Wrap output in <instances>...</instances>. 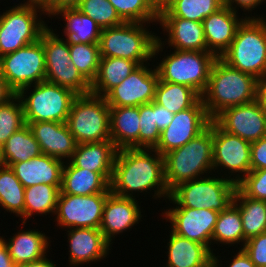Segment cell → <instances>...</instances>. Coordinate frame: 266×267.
<instances>
[{
	"mask_svg": "<svg viewBox=\"0 0 266 267\" xmlns=\"http://www.w3.org/2000/svg\"><path fill=\"white\" fill-rule=\"evenodd\" d=\"M26 124L30 127L43 154L60 160L71 159L77 143L66 123L48 121Z\"/></svg>",
	"mask_w": 266,
	"mask_h": 267,
	"instance_id": "obj_21",
	"label": "cell"
},
{
	"mask_svg": "<svg viewBox=\"0 0 266 267\" xmlns=\"http://www.w3.org/2000/svg\"><path fill=\"white\" fill-rule=\"evenodd\" d=\"M213 241L225 245L233 244V246L235 243L243 242L241 246L244 247L247 240L244 238L239 208L234 203H231L224 211L219 212L212 235Z\"/></svg>",
	"mask_w": 266,
	"mask_h": 267,
	"instance_id": "obj_38",
	"label": "cell"
},
{
	"mask_svg": "<svg viewBox=\"0 0 266 267\" xmlns=\"http://www.w3.org/2000/svg\"><path fill=\"white\" fill-rule=\"evenodd\" d=\"M140 132L139 148L154 149L160 140V130L156 125L154 101L139 106Z\"/></svg>",
	"mask_w": 266,
	"mask_h": 267,
	"instance_id": "obj_43",
	"label": "cell"
},
{
	"mask_svg": "<svg viewBox=\"0 0 266 267\" xmlns=\"http://www.w3.org/2000/svg\"><path fill=\"white\" fill-rule=\"evenodd\" d=\"M40 154L42 152L39 143L26 124L13 133L1 147L0 161L2 165L10 167L13 163L29 161Z\"/></svg>",
	"mask_w": 266,
	"mask_h": 267,
	"instance_id": "obj_32",
	"label": "cell"
},
{
	"mask_svg": "<svg viewBox=\"0 0 266 267\" xmlns=\"http://www.w3.org/2000/svg\"><path fill=\"white\" fill-rule=\"evenodd\" d=\"M25 187L15 176L14 171L5 165H0V206L6 211L23 218L24 223Z\"/></svg>",
	"mask_w": 266,
	"mask_h": 267,
	"instance_id": "obj_37",
	"label": "cell"
},
{
	"mask_svg": "<svg viewBox=\"0 0 266 267\" xmlns=\"http://www.w3.org/2000/svg\"><path fill=\"white\" fill-rule=\"evenodd\" d=\"M117 151L111 140L77 144L70 162L75 167L98 172L110 184Z\"/></svg>",
	"mask_w": 266,
	"mask_h": 267,
	"instance_id": "obj_24",
	"label": "cell"
},
{
	"mask_svg": "<svg viewBox=\"0 0 266 267\" xmlns=\"http://www.w3.org/2000/svg\"><path fill=\"white\" fill-rule=\"evenodd\" d=\"M213 121L225 132L250 143L266 136V113L256 100L227 108Z\"/></svg>",
	"mask_w": 266,
	"mask_h": 267,
	"instance_id": "obj_17",
	"label": "cell"
},
{
	"mask_svg": "<svg viewBox=\"0 0 266 267\" xmlns=\"http://www.w3.org/2000/svg\"><path fill=\"white\" fill-rule=\"evenodd\" d=\"M223 0H167L158 17H180L203 22L210 14L223 6Z\"/></svg>",
	"mask_w": 266,
	"mask_h": 267,
	"instance_id": "obj_36",
	"label": "cell"
},
{
	"mask_svg": "<svg viewBox=\"0 0 266 267\" xmlns=\"http://www.w3.org/2000/svg\"><path fill=\"white\" fill-rule=\"evenodd\" d=\"M69 50L71 62L91 84L97 75L101 59L99 43L69 45Z\"/></svg>",
	"mask_w": 266,
	"mask_h": 267,
	"instance_id": "obj_39",
	"label": "cell"
},
{
	"mask_svg": "<svg viewBox=\"0 0 266 267\" xmlns=\"http://www.w3.org/2000/svg\"><path fill=\"white\" fill-rule=\"evenodd\" d=\"M210 121L200 98L191 108L174 114L171 123L160 132L159 143L154 149L164 156L197 137L209 126Z\"/></svg>",
	"mask_w": 266,
	"mask_h": 267,
	"instance_id": "obj_14",
	"label": "cell"
},
{
	"mask_svg": "<svg viewBox=\"0 0 266 267\" xmlns=\"http://www.w3.org/2000/svg\"><path fill=\"white\" fill-rule=\"evenodd\" d=\"M171 223V230L189 240L206 245L211 250L212 235L219 212L210 209L173 207L163 213Z\"/></svg>",
	"mask_w": 266,
	"mask_h": 267,
	"instance_id": "obj_18",
	"label": "cell"
},
{
	"mask_svg": "<svg viewBox=\"0 0 266 267\" xmlns=\"http://www.w3.org/2000/svg\"><path fill=\"white\" fill-rule=\"evenodd\" d=\"M62 171L60 194L91 195L111 193L110 184L98 173L75 167L69 160Z\"/></svg>",
	"mask_w": 266,
	"mask_h": 267,
	"instance_id": "obj_29",
	"label": "cell"
},
{
	"mask_svg": "<svg viewBox=\"0 0 266 267\" xmlns=\"http://www.w3.org/2000/svg\"><path fill=\"white\" fill-rule=\"evenodd\" d=\"M64 161L40 154L29 161L13 163L10 168L25 188L38 185H62Z\"/></svg>",
	"mask_w": 266,
	"mask_h": 267,
	"instance_id": "obj_23",
	"label": "cell"
},
{
	"mask_svg": "<svg viewBox=\"0 0 266 267\" xmlns=\"http://www.w3.org/2000/svg\"><path fill=\"white\" fill-rule=\"evenodd\" d=\"M231 260L232 262L228 267H256L242 248L234 256V259Z\"/></svg>",
	"mask_w": 266,
	"mask_h": 267,
	"instance_id": "obj_50",
	"label": "cell"
},
{
	"mask_svg": "<svg viewBox=\"0 0 266 267\" xmlns=\"http://www.w3.org/2000/svg\"><path fill=\"white\" fill-rule=\"evenodd\" d=\"M39 10L45 14L40 5L20 3L0 14V57L40 39L48 26Z\"/></svg>",
	"mask_w": 266,
	"mask_h": 267,
	"instance_id": "obj_10",
	"label": "cell"
},
{
	"mask_svg": "<svg viewBox=\"0 0 266 267\" xmlns=\"http://www.w3.org/2000/svg\"><path fill=\"white\" fill-rule=\"evenodd\" d=\"M138 66L135 61L125 58L101 57L97 75L91 83L90 93L104 97Z\"/></svg>",
	"mask_w": 266,
	"mask_h": 267,
	"instance_id": "obj_30",
	"label": "cell"
},
{
	"mask_svg": "<svg viewBox=\"0 0 266 267\" xmlns=\"http://www.w3.org/2000/svg\"><path fill=\"white\" fill-rule=\"evenodd\" d=\"M216 59L209 51L174 50L162 59L156 70L161 81L185 85L202 96Z\"/></svg>",
	"mask_w": 266,
	"mask_h": 267,
	"instance_id": "obj_8",
	"label": "cell"
},
{
	"mask_svg": "<svg viewBox=\"0 0 266 267\" xmlns=\"http://www.w3.org/2000/svg\"><path fill=\"white\" fill-rule=\"evenodd\" d=\"M264 1L265 0H223V4L230 7L234 12H237L236 6L240 7L244 11H252V9L254 10V8ZM234 3H236V5Z\"/></svg>",
	"mask_w": 266,
	"mask_h": 267,
	"instance_id": "obj_49",
	"label": "cell"
},
{
	"mask_svg": "<svg viewBox=\"0 0 266 267\" xmlns=\"http://www.w3.org/2000/svg\"><path fill=\"white\" fill-rule=\"evenodd\" d=\"M109 194H59L55 211L57 225L67 229L100 228L104 205Z\"/></svg>",
	"mask_w": 266,
	"mask_h": 267,
	"instance_id": "obj_13",
	"label": "cell"
},
{
	"mask_svg": "<svg viewBox=\"0 0 266 267\" xmlns=\"http://www.w3.org/2000/svg\"><path fill=\"white\" fill-rule=\"evenodd\" d=\"M251 143L222 130L213 121V170L225 168L237 177L230 178L238 184L251 171ZM241 176V177H240Z\"/></svg>",
	"mask_w": 266,
	"mask_h": 267,
	"instance_id": "obj_15",
	"label": "cell"
},
{
	"mask_svg": "<svg viewBox=\"0 0 266 267\" xmlns=\"http://www.w3.org/2000/svg\"><path fill=\"white\" fill-rule=\"evenodd\" d=\"M251 170L266 169V136L251 143Z\"/></svg>",
	"mask_w": 266,
	"mask_h": 267,
	"instance_id": "obj_46",
	"label": "cell"
},
{
	"mask_svg": "<svg viewBox=\"0 0 266 267\" xmlns=\"http://www.w3.org/2000/svg\"><path fill=\"white\" fill-rule=\"evenodd\" d=\"M167 33L168 44L175 50L208 51L202 22L180 17H158Z\"/></svg>",
	"mask_w": 266,
	"mask_h": 267,
	"instance_id": "obj_25",
	"label": "cell"
},
{
	"mask_svg": "<svg viewBox=\"0 0 266 267\" xmlns=\"http://www.w3.org/2000/svg\"><path fill=\"white\" fill-rule=\"evenodd\" d=\"M19 267H56V265L45 256L44 258L38 261L23 264L20 265Z\"/></svg>",
	"mask_w": 266,
	"mask_h": 267,
	"instance_id": "obj_54",
	"label": "cell"
},
{
	"mask_svg": "<svg viewBox=\"0 0 266 267\" xmlns=\"http://www.w3.org/2000/svg\"><path fill=\"white\" fill-rule=\"evenodd\" d=\"M141 217L136 198L120 197L110 193L104 205L99 229L104 238L112 244V238L138 224Z\"/></svg>",
	"mask_w": 266,
	"mask_h": 267,
	"instance_id": "obj_19",
	"label": "cell"
},
{
	"mask_svg": "<svg viewBox=\"0 0 266 267\" xmlns=\"http://www.w3.org/2000/svg\"><path fill=\"white\" fill-rule=\"evenodd\" d=\"M69 262L74 266L82 263L95 262L107 257L111 244L104 238L99 228H70Z\"/></svg>",
	"mask_w": 266,
	"mask_h": 267,
	"instance_id": "obj_22",
	"label": "cell"
},
{
	"mask_svg": "<svg viewBox=\"0 0 266 267\" xmlns=\"http://www.w3.org/2000/svg\"><path fill=\"white\" fill-rule=\"evenodd\" d=\"M0 267H18L9 255L7 246L1 240L0 236Z\"/></svg>",
	"mask_w": 266,
	"mask_h": 267,
	"instance_id": "obj_52",
	"label": "cell"
},
{
	"mask_svg": "<svg viewBox=\"0 0 266 267\" xmlns=\"http://www.w3.org/2000/svg\"><path fill=\"white\" fill-rule=\"evenodd\" d=\"M245 18L238 26L229 48L220 56L228 66L251 74L266 75V19Z\"/></svg>",
	"mask_w": 266,
	"mask_h": 267,
	"instance_id": "obj_5",
	"label": "cell"
},
{
	"mask_svg": "<svg viewBox=\"0 0 266 267\" xmlns=\"http://www.w3.org/2000/svg\"><path fill=\"white\" fill-rule=\"evenodd\" d=\"M77 8L92 18L102 29L125 23L108 0H81Z\"/></svg>",
	"mask_w": 266,
	"mask_h": 267,
	"instance_id": "obj_42",
	"label": "cell"
},
{
	"mask_svg": "<svg viewBox=\"0 0 266 267\" xmlns=\"http://www.w3.org/2000/svg\"><path fill=\"white\" fill-rule=\"evenodd\" d=\"M45 73V51L40 39L0 57V74L15 93L45 81Z\"/></svg>",
	"mask_w": 266,
	"mask_h": 267,
	"instance_id": "obj_12",
	"label": "cell"
},
{
	"mask_svg": "<svg viewBox=\"0 0 266 267\" xmlns=\"http://www.w3.org/2000/svg\"><path fill=\"white\" fill-rule=\"evenodd\" d=\"M125 23L158 22L159 13L147 0H108Z\"/></svg>",
	"mask_w": 266,
	"mask_h": 267,
	"instance_id": "obj_40",
	"label": "cell"
},
{
	"mask_svg": "<svg viewBox=\"0 0 266 267\" xmlns=\"http://www.w3.org/2000/svg\"><path fill=\"white\" fill-rule=\"evenodd\" d=\"M218 256H215V254L213 253V257H212V262H211V267H219L221 266L219 264V259L217 258Z\"/></svg>",
	"mask_w": 266,
	"mask_h": 267,
	"instance_id": "obj_56",
	"label": "cell"
},
{
	"mask_svg": "<svg viewBox=\"0 0 266 267\" xmlns=\"http://www.w3.org/2000/svg\"><path fill=\"white\" fill-rule=\"evenodd\" d=\"M46 0H28L27 2L25 3H28V4H37V5H42Z\"/></svg>",
	"mask_w": 266,
	"mask_h": 267,
	"instance_id": "obj_57",
	"label": "cell"
},
{
	"mask_svg": "<svg viewBox=\"0 0 266 267\" xmlns=\"http://www.w3.org/2000/svg\"><path fill=\"white\" fill-rule=\"evenodd\" d=\"M159 75L154 68L139 65L119 85L112 88L104 98L110 107H135L149 104L155 99Z\"/></svg>",
	"mask_w": 266,
	"mask_h": 267,
	"instance_id": "obj_16",
	"label": "cell"
},
{
	"mask_svg": "<svg viewBox=\"0 0 266 267\" xmlns=\"http://www.w3.org/2000/svg\"><path fill=\"white\" fill-rule=\"evenodd\" d=\"M77 144L111 140L110 106L102 96L78 95L66 120Z\"/></svg>",
	"mask_w": 266,
	"mask_h": 267,
	"instance_id": "obj_7",
	"label": "cell"
},
{
	"mask_svg": "<svg viewBox=\"0 0 266 267\" xmlns=\"http://www.w3.org/2000/svg\"><path fill=\"white\" fill-rule=\"evenodd\" d=\"M222 177L204 176L180 183L170 191L168 199L176 207L224 211L233 203L237 184Z\"/></svg>",
	"mask_w": 266,
	"mask_h": 267,
	"instance_id": "obj_9",
	"label": "cell"
},
{
	"mask_svg": "<svg viewBox=\"0 0 266 267\" xmlns=\"http://www.w3.org/2000/svg\"><path fill=\"white\" fill-rule=\"evenodd\" d=\"M25 125L23 106L19 97L15 94L7 102L0 105V147L13 133Z\"/></svg>",
	"mask_w": 266,
	"mask_h": 267,
	"instance_id": "obj_41",
	"label": "cell"
},
{
	"mask_svg": "<svg viewBox=\"0 0 266 267\" xmlns=\"http://www.w3.org/2000/svg\"><path fill=\"white\" fill-rule=\"evenodd\" d=\"M242 249L256 267L266 266V231L248 239Z\"/></svg>",
	"mask_w": 266,
	"mask_h": 267,
	"instance_id": "obj_45",
	"label": "cell"
},
{
	"mask_svg": "<svg viewBox=\"0 0 266 267\" xmlns=\"http://www.w3.org/2000/svg\"><path fill=\"white\" fill-rule=\"evenodd\" d=\"M62 15L66 22L64 39L69 45L79 43H99L102 28L90 17L83 14L78 8L62 9L55 13Z\"/></svg>",
	"mask_w": 266,
	"mask_h": 267,
	"instance_id": "obj_31",
	"label": "cell"
},
{
	"mask_svg": "<svg viewBox=\"0 0 266 267\" xmlns=\"http://www.w3.org/2000/svg\"><path fill=\"white\" fill-rule=\"evenodd\" d=\"M48 239L45 233L33 231V229L22 230V232L19 230L9 241L1 237L8 248L9 255L18 267L44 258L49 246Z\"/></svg>",
	"mask_w": 266,
	"mask_h": 267,
	"instance_id": "obj_28",
	"label": "cell"
},
{
	"mask_svg": "<svg viewBox=\"0 0 266 267\" xmlns=\"http://www.w3.org/2000/svg\"><path fill=\"white\" fill-rule=\"evenodd\" d=\"M201 96L192 88L177 83L157 82L154 102L172 114L191 108Z\"/></svg>",
	"mask_w": 266,
	"mask_h": 267,
	"instance_id": "obj_34",
	"label": "cell"
},
{
	"mask_svg": "<svg viewBox=\"0 0 266 267\" xmlns=\"http://www.w3.org/2000/svg\"><path fill=\"white\" fill-rule=\"evenodd\" d=\"M80 2L81 0H46L41 7L49 17L62 9L77 8Z\"/></svg>",
	"mask_w": 266,
	"mask_h": 267,
	"instance_id": "obj_47",
	"label": "cell"
},
{
	"mask_svg": "<svg viewBox=\"0 0 266 267\" xmlns=\"http://www.w3.org/2000/svg\"><path fill=\"white\" fill-rule=\"evenodd\" d=\"M237 188L247 197L266 201V169L251 170Z\"/></svg>",
	"mask_w": 266,
	"mask_h": 267,
	"instance_id": "obj_44",
	"label": "cell"
},
{
	"mask_svg": "<svg viewBox=\"0 0 266 267\" xmlns=\"http://www.w3.org/2000/svg\"><path fill=\"white\" fill-rule=\"evenodd\" d=\"M150 189H156L153 195L156 199L163 196L168 199L170 196L165 183L164 156L155 149L118 150L110 181L111 193L120 197L135 198L134 191L142 193Z\"/></svg>",
	"mask_w": 266,
	"mask_h": 267,
	"instance_id": "obj_1",
	"label": "cell"
},
{
	"mask_svg": "<svg viewBox=\"0 0 266 267\" xmlns=\"http://www.w3.org/2000/svg\"><path fill=\"white\" fill-rule=\"evenodd\" d=\"M256 101L266 113V75L263 78L257 79Z\"/></svg>",
	"mask_w": 266,
	"mask_h": 267,
	"instance_id": "obj_51",
	"label": "cell"
},
{
	"mask_svg": "<svg viewBox=\"0 0 266 267\" xmlns=\"http://www.w3.org/2000/svg\"><path fill=\"white\" fill-rule=\"evenodd\" d=\"M16 93L8 86L6 80L0 74V105L7 102Z\"/></svg>",
	"mask_w": 266,
	"mask_h": 267,
	"instance_id": "obj_53",
	"label": "cell"
},
{
	"mask_svg": "<svg viewBox=\"0 0 266 267\" xmlns=\"http://www.w3.org/2000/svg\"><path fill=\"white\" fill-rule=\"evenodd\" d=\"M233 203L239 208L246 240L266 231V201L247 197L237 188Z\"/></svg>",
	"mask_w": 266,
	"mask_h": 267,
	"instance_id": "obj_33",
	"label": "cell"
},
{
	"mask_svg": "<svg viewBox=\"0 0 266 267\" xmlns=\"http://www.w3.org/2000/svg\"><path fill=\"white\" fill-rule=\"evenodd\" d=\"M237 14L230 7L223 5L202 22L207 49L217 58H220L229 48L235 37L237 28L243 20L245 18H256L254 16L239 18Z\"/></svg>",
	"mask_w": 266,
	"mask_h": 267,
	"instance_id": "obj_20",
	"label": "cell"
},
{
	"mask_svg": "<svg viewBox=\"0 0 266 267\" xmlns=\"http://www.w3.org/2000/svg\"><path fill=\"white\" fill-rule=\"evenodd\" d=\"M164 169L169 191L180 183L200 178L208 171L210 173L213 170V120L197 137L166 153Z\"/></svg>",
	"mask_w": 266,
	"mask_h": 267,
	"instance_id": "obj_4",
	"label": "cell"
},
{
	"mask_svg": "<svg viewBox=\"0 0 266 267\" xmlns=\"http://www.w3.org/2000/svg\"><path fill=\"white\" fill-rule=\"evenodd\" d=\"M46 60L45 81L71 89L77 95L89 94L91 84L71 62L69 44L48 27L41 34Z\"/></svg>",
	"mask_w": 266,
	"mask_h": 267,
	"instance_id": "obj_11",
	"label": "cell"
},
{
	"mask_svg": "<svg viewBox=\"0 0 266 267\" xmlns=\"http://www.w3.org/2000/svg\"><path fill=\"white\" fill-rule=\"evenodd\" d=\"M147 2L159 13L165 9L167 0H147Z\"/></svg>",
	"mask_w": 266,
	"mask_h": 267,
	"instance_id": "obj_55",
	"label": "cell"
},
{
	"mask_svg": "<svg viewBox=\"0 0 266 267\" xmlns=\"http://www.w3.org/2000/svg\"><path fill=\"white\" fill-rule=\"evenodd\" d=\"M256 83L257 79L251 74L234 69L217 58L201 96L209 118L213 120L227 108L256 100Z\"/></svg>",
	"mask_w": 266,
	"mask_h": 267,
	"instance_id": "obj_2",
	"label": "cell"
},
{
	"mask_svg": "<svg viewBox=\"0 0 266 267\" xmlns=\"http://www.w3.org/2000/svg\"><path fill=\"white\" fill-rule=\"evenodd\" d=\"M139 106L110 107V137L118 150L139 148Z\"/></svg>",
	"mask_w": 266,
	"mask_h": 267,
	"instance_id": "obj_27",
	"label": "cell"
},
{
	"mask_svg": "<svg viewBox=\"0 0 266 267\" xmlns=\"http://www.w3.org/2000/svg\"><path fill=\"white\" fill-rule=\"evenodd\" d=\"M154 113L156 118V125L160 131L165 129L171 123L174 116V114H172L166 108L156 104L155 102H154Z\"/></svg>",
	"mask_w": 266,
	"mask_h": 267,
	"instance_id": "obj_48",
	"label": "cell"
},
{
	"mask_svg": "<svg viewBox=\"0 0 266 267\" xmlns=\"http://www.w3.org/2000/svg\"><path fill=\"white\" fill-rule=\"evenodd\" d=\"M144 23H124L116 27L103 28L99 47L101 57H118L147 64L163 51L164 41L148 31Z\"/></svg>",
	"mask_w": 266,
	"mask_h": 267,
	"instance_id": "obj_3",
	"label": "cell"
},
{
	"mask_svg": "<svg viewBox=\"0 0 266 267\" xmlns=\"http://www.w3.org/2000/svg\"><path fill=\"white\" fill-rule=\"evenodd\" d=\"M169 236L166 267H211L213 249L175 234L172 230Z\"/></svg>",
	"mask_w": 266,
	"mask_h": 267,
	"instance_id": "obj_26",
	"label": "cell"
},
{
	"mask_svg": "<svg viewBox=\"0 0 266 267\" xmlns=\"http://www.w3.org/2000/svg\"><path fill=\"white\" fill-rule=\"evenodd\" d=\"M31 86L34 89H31ZM31 86H26L16 93L23 106L25 123H66L72 103L78 95L69 88L47 81ZM28 89L33 91L27 96Z\"/></svg>",
	"mask_w": 266,
	"mask_h": 267,
	"instance_id": "obj_6",
	"label": "cell"
},
{
	"mask_svg": "<svg viewBox=\"0 0 266 267\" xmlns=\"http://www.w3.org/2000/svg\"><path fill=\"white\" fill-rule=\"evenodd\" d=\"M61 185L38 184L25 188L24 194V223L34 213L55 214Z\"/></svg>",
	"mask_w": 266,
	"mask_h": 267,
	"instance_id": "obj_35",
	"label": "cell"
}]
</instances>
